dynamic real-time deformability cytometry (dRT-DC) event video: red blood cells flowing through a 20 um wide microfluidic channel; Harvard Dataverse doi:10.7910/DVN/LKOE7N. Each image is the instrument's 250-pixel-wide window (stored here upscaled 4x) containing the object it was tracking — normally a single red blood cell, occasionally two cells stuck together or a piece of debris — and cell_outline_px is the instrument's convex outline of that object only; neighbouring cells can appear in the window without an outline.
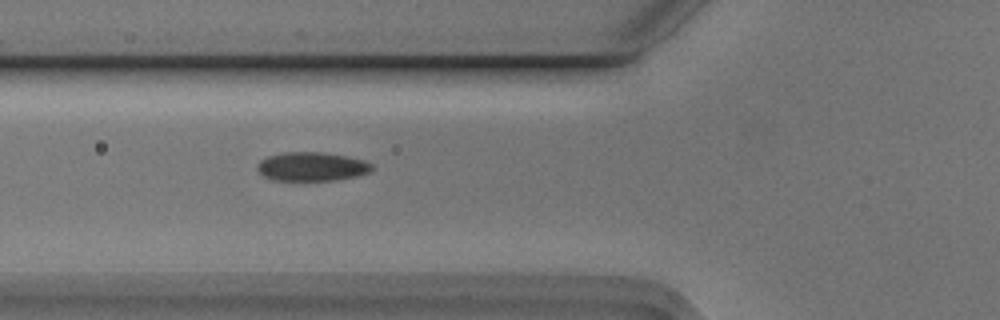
{"species": "Egyptian fruit bat (a non-hibernating species)", "species_latin": "Rousettus aegyptiacus", "temperature_condition": "cold", "stored_images_in_passage": 39, "camera_frame_rate_fps": 3000, "um_per_image_px": 0.085, "animal": {"sex": "male"}, "frame": {"image": 1, "passage_image": 5, "time_ms": 1.333, "image_size_px": [1000, 320], "cell_outline_px": [[372, 168], [368, 172], [356, 176], [336, 180], [272, 180], [264, 176], [256, 168], [256, 164], [260, 160], [268, 156], [284, 152], [324, 152], [348, 156], [364, 160], [372, 164]], "centroid_in_image_um": [26.48, 14.15], "position_along_channel_um": 99.3, "area_um2": 19.31}}
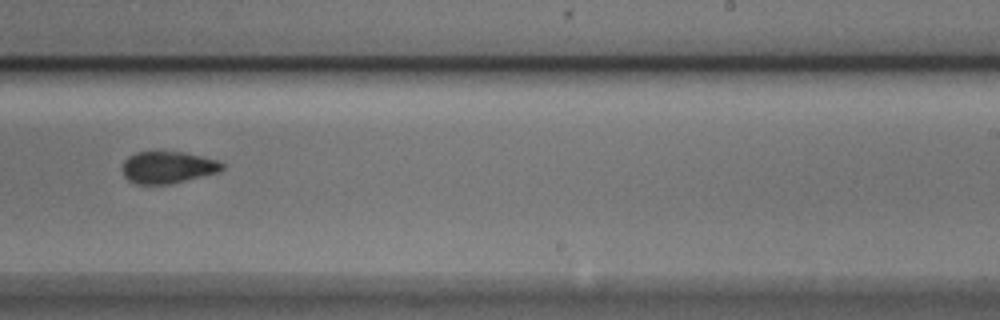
{"frame": {"image": 2, "passage_image": 19, "time_ms": 6.0, "image_size_px": [1000, 320], "cell_outline_px": [[224, 168], [220, 172], [172, 184], [136, 184], [128, 180], [124, 176], [120, 168], [124, 160], [128, 156], [136, 152], [184, 152], [216, 160], [224, 164]], "centroid_in_image_um": [14.23, 14.24], "position_along_channel_um": 274.8, "area_um2": 18.79}}
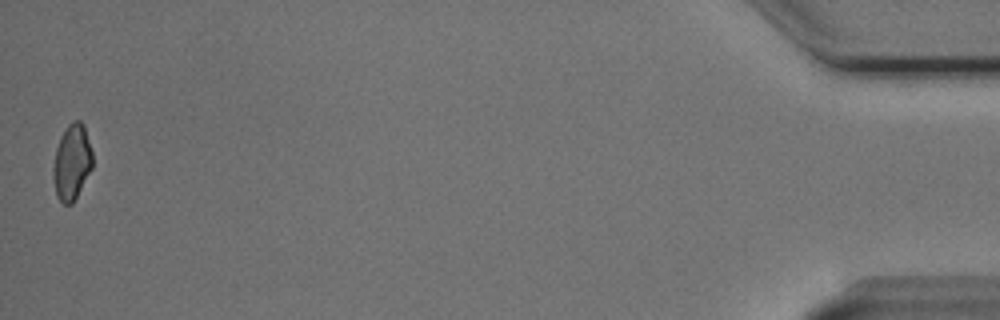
{"frame": {"image": 3, "passage_image": 39, "time_ms": 12.667, "image_size_px": [1000, 320], "cell_outline_px": [[92, 168], [72, 204], [64, 204], [56, 196], [52, 176], [52, 168], [56, 148], [60, 136], [68, 124], [72, 120], [80, 120], [84, 124], [92, 152]], "centroid_in_image_um": [6.09, 13.76], "position_along_channel_um": 429.1, "area_um2": 17.46}, "authors_computed_cell_mechanics": {"area_um2": 18.785, "velocity_mm_per_s": 3.7641, "shape_relaxation_time_tau1_ms": 6.3897, "shape_relaxation_time_tau2_ms": 7.9969, "deformation_change_tau1": 0.1326, "deformation_change_tau2": 0.1183}}